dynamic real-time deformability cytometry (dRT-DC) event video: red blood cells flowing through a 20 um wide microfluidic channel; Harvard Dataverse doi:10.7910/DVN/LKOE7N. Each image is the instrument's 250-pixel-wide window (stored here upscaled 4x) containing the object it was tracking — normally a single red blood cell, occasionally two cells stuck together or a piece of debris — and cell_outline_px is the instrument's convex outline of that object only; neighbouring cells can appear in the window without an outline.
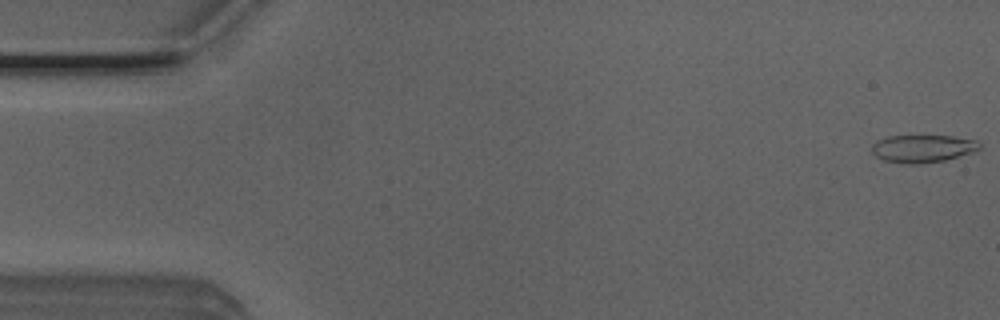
{"species": "Egyptian fruit bat (a non-hibernating species)", "species_latin": "Rousettus aegyptiacus", "temperature_condition": "room temperature", "stored_images_in_passage": 5, "camera_frame_rate_fps": 3000, "um_per_image_px": 0.085, "animal": {"sex": "male"}, "frame": {"image": 1, "passage_image": 1, "time_ms": 0.0, "image_size_px": [1000, 320], "cell_outline_px": [[980, 148], [972, 152], [944, 160], [920, 164], [904, 164], [884, 160], [876, 156], [872, 152], [872, 144], [876, 140], [888, 136], [952, 136], [976, 140], [980, 144]], "centroid_in_image_um": [78.39, 12.63], "position_along_channel_um": 6.6, "area_um2": 17.28}}